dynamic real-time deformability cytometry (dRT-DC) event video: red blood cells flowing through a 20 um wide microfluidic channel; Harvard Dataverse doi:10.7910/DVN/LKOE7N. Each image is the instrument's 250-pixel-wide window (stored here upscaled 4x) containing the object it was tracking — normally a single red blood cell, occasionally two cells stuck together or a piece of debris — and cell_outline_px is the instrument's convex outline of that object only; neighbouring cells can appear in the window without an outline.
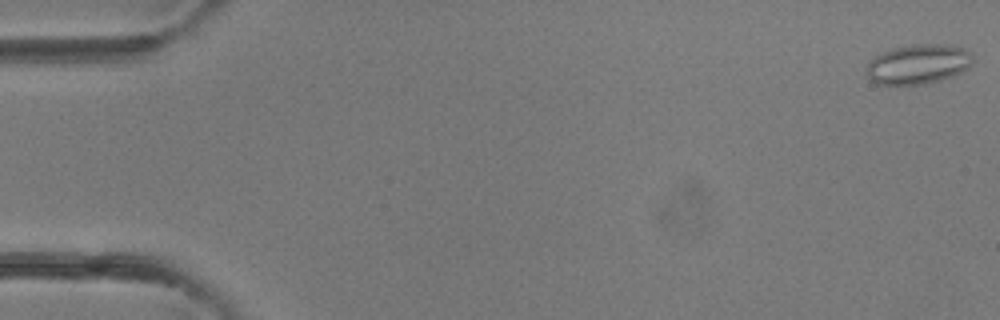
{"species": "common noctule bat (a hibernating species)", "species_latin": "Nyctalus noctula", "temperature_condition": "room temperature", "stored_images_in_passage": 41, "camera_frame_rate_fps": 3000, "um_per_image_px": 0.085, "animal": {"sex": "female"}, "frame": {"image": 1, "passage_image": 1, "time_ms": 0.0, "image_size_px": [1000, 320], "cell_outline_px": [[972, 64], [968, 68], [952, 76], [940, 80], [920, 84], [876, 84], [868, 76], [868, 60], [880, 52], [892, 48], [912, 44], [948, 44], [964, 48], [972, 56]], "centroid_in_image_um": [78.03, 5.43], "position_along_channel_um": 7.0, "area_um2": 24.57}}
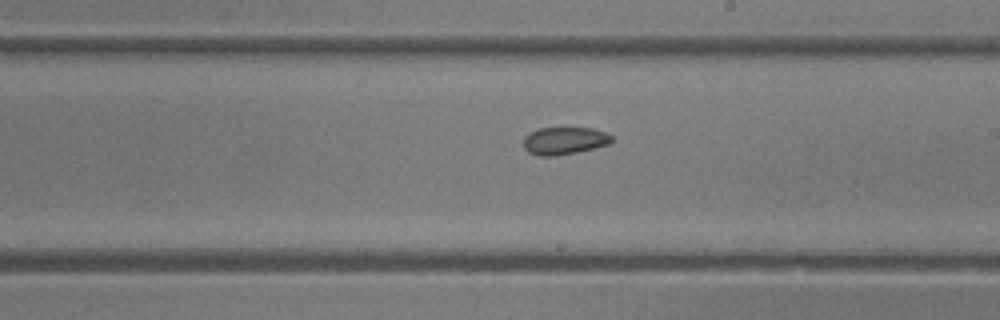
{"frame": {"image": 2, "passage_image": 24, "time_ms": 7.667, "image_size_px": [1000, 320], "cell_outline_px": [[612, 140], [608, 144], [576, 152], [556, 156], [540, 156], [528, 152], [524, 148], [524, 136], [528, 132], [540, 128], [592, 128], [604, 132], [612, 136]], "centroid_in_image_um": [47.92, 11.96], "position_along_channel_um": 241.1, "area_um2": 14.05}}
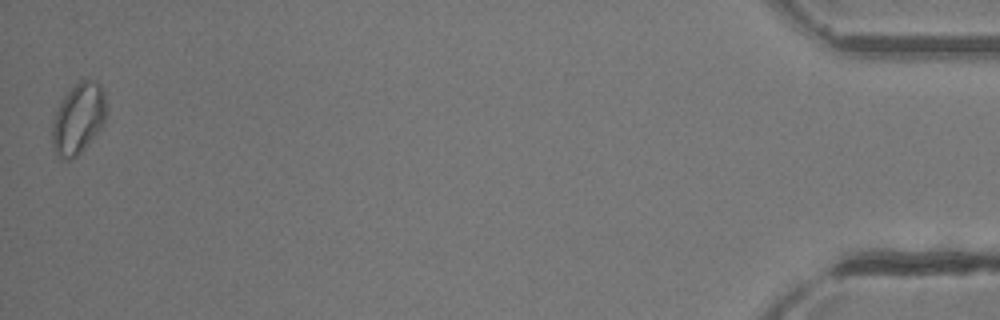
{"frame": {"image": 3, "passage_image": 41, "time_ms": 13.333, "image_size_px": [1000, 320], "cell_outline_px": [[104, 124], [88, 144], [72, 160], [60, 160], [56, 156], [52, 144], [52, 120], [64, 96], [84, 76], [100, 84], [104, 92]], "centroid_in_image_um": [6.63, 10.11], "position_along_channel_um": 428.6, "area_um2": 22.25}}